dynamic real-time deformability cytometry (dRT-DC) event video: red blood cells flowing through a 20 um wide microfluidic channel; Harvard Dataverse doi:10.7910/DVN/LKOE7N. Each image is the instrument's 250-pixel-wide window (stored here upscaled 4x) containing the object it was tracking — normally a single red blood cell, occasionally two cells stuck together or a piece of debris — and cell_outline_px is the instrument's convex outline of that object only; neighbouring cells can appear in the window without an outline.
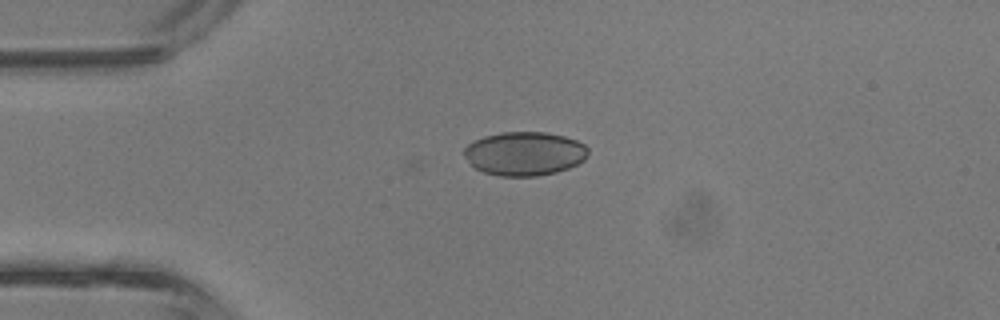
{"species": "common noctule bat (a hibernating species)", "species_latin": "Nyctalus noctula", "temperature_condition": "room temperature", "stored_images_in_passage": 1, "camera_frame_rate_fps": 3000, "um_per_image_px": 0.085, "animal": {"sex": "male", "body_mass_g": 13.3}, "frame": {"image": 1, "passage_image": 1, "time_ms": 0.0, "image_size_px": [1000, 320], "cell_outline_px": [[588, 152], [584, 160], [568, 168], [556, 172], [536, 176], [500, 176], [484, 172], [476, 168], [464, 156], [464, 148], [472, 140], [484, 136], [500, 132], [544, 132], [564, 136], [576, 140], [584, 144], [588, 148]], "centroid_in_image_um": [44.57, 13.05], "position_along_channel_um": 40.4, "area_um2": 31.62}}